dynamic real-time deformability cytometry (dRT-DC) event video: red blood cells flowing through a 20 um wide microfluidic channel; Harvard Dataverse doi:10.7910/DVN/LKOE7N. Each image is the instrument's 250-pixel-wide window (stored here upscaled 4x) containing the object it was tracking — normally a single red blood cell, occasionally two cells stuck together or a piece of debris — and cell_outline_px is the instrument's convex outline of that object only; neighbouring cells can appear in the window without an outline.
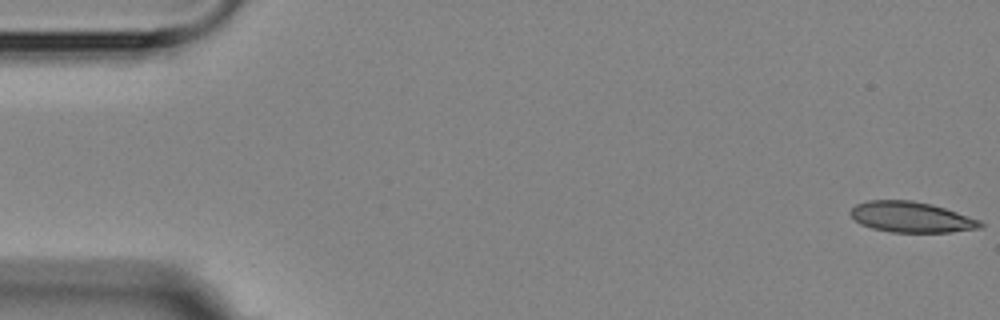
{"species": "Egyptian fruit bat (a non-hibernating species)", "species_latin": "Rousettus aegyptiacus", "temperature_condition": "room temperature", "stored_images_in_passage": 3, "camera_frame_rate_fps": 3000, "um_per_image_px": 0.085, "animal": {"sex": "female"}, "frame": {"image": 1, "passage_image": 1, "time_ms": 0.0, "image_size_px": [1000, 320], "cell_outline_px": [[984, 224], [980, 228], [952, 232], [892, 232], [872, 228], [860, 224], [848, 212], [856, 204], [868, 200], [912, 200], [932, 204], [980, 220]], "centroid_in_image_um": [77.44, 18.45], "position_along_channel_um": 7.6, "area_um2": 23.12}}